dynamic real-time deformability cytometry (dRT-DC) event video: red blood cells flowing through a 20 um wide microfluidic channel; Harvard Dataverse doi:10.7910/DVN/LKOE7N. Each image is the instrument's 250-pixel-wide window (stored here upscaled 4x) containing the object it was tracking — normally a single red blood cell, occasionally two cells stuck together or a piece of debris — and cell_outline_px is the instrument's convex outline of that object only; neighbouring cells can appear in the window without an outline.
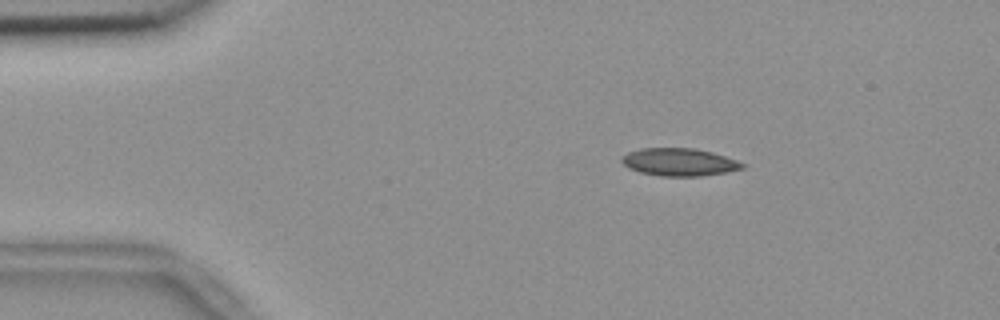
{"species": "common noctule bat (a hibernating species)", "species_latin": "Nyctalus noctula", "temperature_condition": "room temperature", "stored_images_in_passage": 55, "camera_frame_rate_fps": 3000, "um_per_image_px": 0.085, "animal": {"sex": "female", "body_mass_g": 18.4}, "frame": {"image": 1, "passage_image": 9, "time_ms": 2.667, "image_size_px": [1000, 320], "cell_outline_px": [[744, 168], [724, 172], [700, 176], [660, 176], [640, 172], [628, 168], [620, 160], [628, 152], [640, 148], [692, 148], [712, 152], [736, 160], [744, 164]], "centroid_in_image_um": [57.7, 13.77], "position_along_channel_um": 27.3, "area_um2": 19.25}}
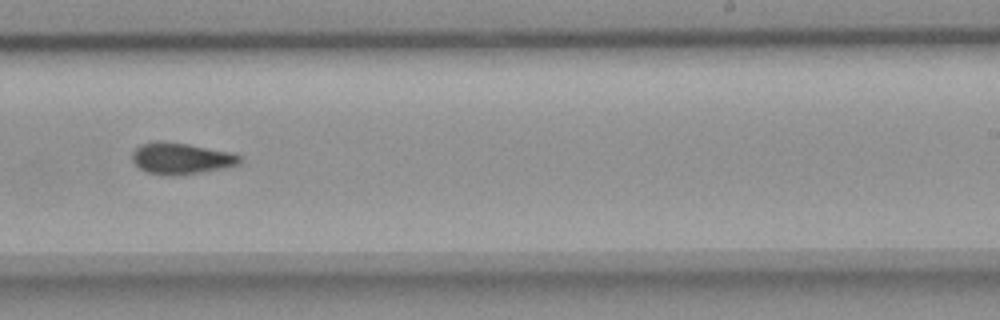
{"frame": {"image": 2, "passage_image": 34, "time_ms": 11.0, "image_size_px": [1000, 320], "cell_outline_px": [[244, 156], [240, 164], [224, 168], [200, 172], [172, 176], [160, 176], [148, 172], [140, 168], [132, 160], [132, 152], [140, 144], [160, 140], [188, 144], [232, 152]], "centroid_in_image_um": [15.42, 13.46], "position_along_channel_um": 273.6, "area_um2": 19.94}}
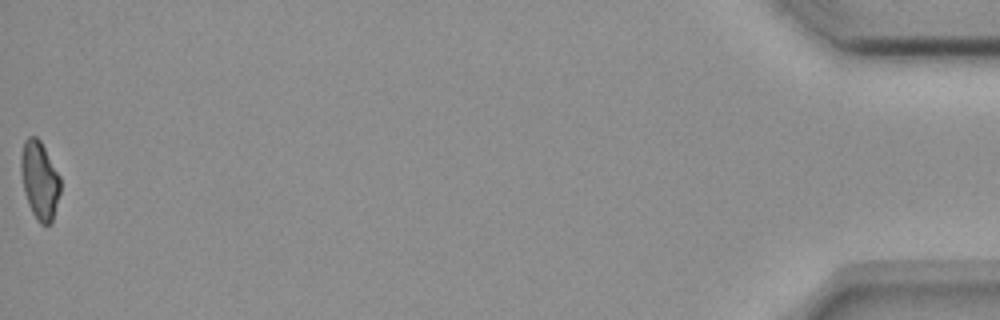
{"frame": {"image": 3, "passage_image": 55, "time_ms": 18.0, "image_size_px": [1000, 320], "cell_outline_px": [[60, 192], [52, 224], [40, 224], [36, 220], [28, 204], [24, 192], [20, 168], [20, 156], [24, 140], [28, 136], [36, 136], [40, 140], [60, 176]], "centroid_in_image_um": [3.36, 15.33], "position_along_channel_um": 431.8, "area_um2": 18.09}, "authors_computed_cell_mechanics": {"area_um2": 19.3052, "velocity_mm_per_s": 3.6897, "shape_relaxation_time_tau1_ms": null, "shape_relaxation_time_tau2_ms": 6.4336, "deformation_change_tau1": null, "deformation_change_tau2": 0.1049}}